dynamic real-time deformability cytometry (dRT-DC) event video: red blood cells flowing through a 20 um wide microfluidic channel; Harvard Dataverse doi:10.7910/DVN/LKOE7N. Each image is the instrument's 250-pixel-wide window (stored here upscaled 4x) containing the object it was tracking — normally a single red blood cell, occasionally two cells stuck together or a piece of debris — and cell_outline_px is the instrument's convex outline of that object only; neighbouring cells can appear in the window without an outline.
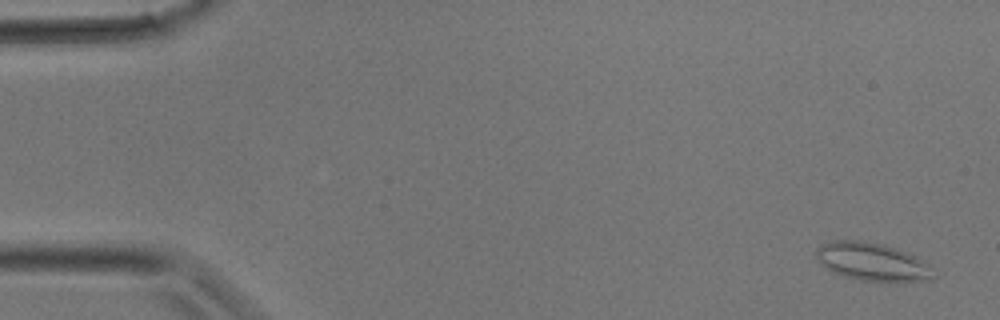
{"species": "common noctule bat (a hibernating species)", "species_latin": "Nyctalus noctula", "temperature_condition": "room temperature", "stored_images_in_passage": 10, "camera_frame_rate_fps": 3000, "um_per_image_px": 0.085, "animal": {"sex": "male", "body_mass_g": 17.9}, "frame": {"image": 1, "passage_image": 2, "time_ms": 0.333, "image_size_px": [1000, 320], "cell_outline_px": [[936, 276], [932, 280], [860, 280], [844, 276], [832, 272], [816, 256], [816, 248], [820, 244], [832, 240], [860, 240], [884, 244], [908, 252], [916, 256], [928, 264], [932, 268]], "centroid_in_image_um": [74.15, 22.22], "position_along_channel_um": 10.9, "area_um2": 25.72}}